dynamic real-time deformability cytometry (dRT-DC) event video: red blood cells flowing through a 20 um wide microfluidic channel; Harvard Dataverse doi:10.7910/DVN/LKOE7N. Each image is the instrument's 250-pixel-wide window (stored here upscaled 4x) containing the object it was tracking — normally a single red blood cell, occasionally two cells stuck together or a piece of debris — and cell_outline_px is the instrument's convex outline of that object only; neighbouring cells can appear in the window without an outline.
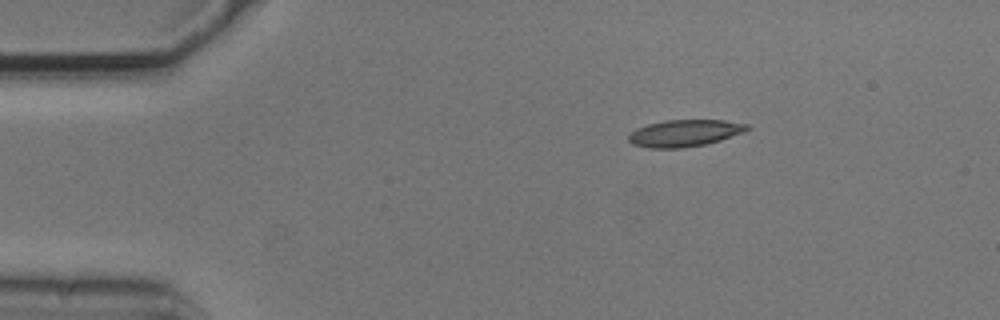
{"species": "common noctule bat (a hibernating species)", "species_latin": "Nyctalus noctula", "temperature_condition": "cold", "stored_images_in_passage": 46, "camera_frame_rate_fps": 3000, "um_per_image_px": 0.085, "animal": {"sex": "male", "body_mass_g": 20.5, "forearm_length_mm": 52.5}, "frame": {"image": 1, "passage_image": 1, "time_ms": 0.0, "image_size_px": [1000, 320], "cell_outline_px": [[752, 128], [744, 132], [720, 140], [704, 144], [684, 148], [648, 148], [632, 144], [628, 140], [628, 136], [636, 128], [648, 124], [664, 120], [724, 120], [748, 124]], "centroid_in_image_um": [58.2, 11.31], "position_along_channel_um": 26.8, "area_um2": 18.61}}
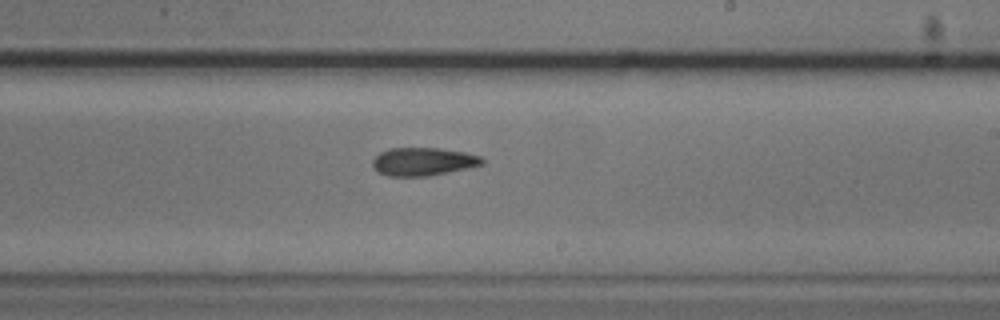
{"frame": {"image": 2, "passage_image": 24, "time_ms": 7.667, "image_size_px": [1000, 320], "cell_outline_px": [[484, 164], [468, 168], [428, 176], [388, 176], [372, 168], [372, 160], [380, 152], [388, 148], [440, 148], [464, 152], [480, 156], [484, 160]], "centroid_in_image_um": [35.95, 13.73], "position_along_channel_um": 253.0, "area_um2": 17.98}}
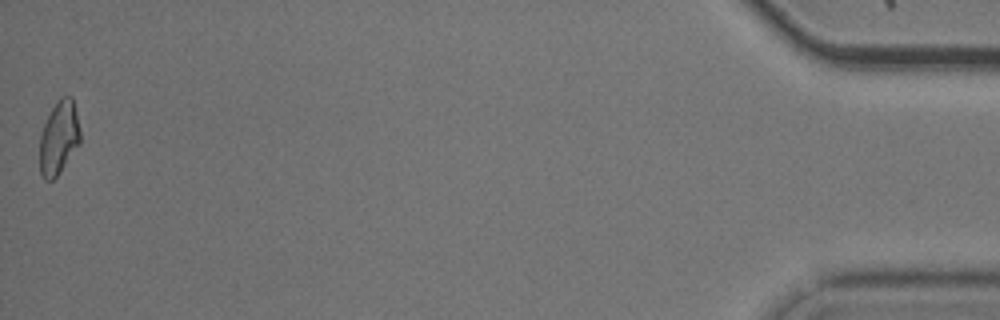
{"frame": {"image": 3, "passage_image": 46, "time_ms": 15.0, "image_size_px": [1000, 320], "cell_outline_px": [[80, 144], [56, 176], [52, 180], [44, 180], [40, 172], [40, 132], [52, 108], [60, 96], [72, 96], [76, 112], [80, 132]], "centroid_in_image_um": [5.0, 11.69], "position_along_channel_um": 430.2, "area_um2": 17.22}, "authors_computed_cell_mechanics": {"area_um2": 17.9758, "velocity_mm_per_s": 3.7328, "shape_relaxation_time_tau1_ms": null, "shape_relaxation_time_tau2_ms": 3.7797, "deformation_change_tau1": null, "deformation_change_tau2": 0.1166}}